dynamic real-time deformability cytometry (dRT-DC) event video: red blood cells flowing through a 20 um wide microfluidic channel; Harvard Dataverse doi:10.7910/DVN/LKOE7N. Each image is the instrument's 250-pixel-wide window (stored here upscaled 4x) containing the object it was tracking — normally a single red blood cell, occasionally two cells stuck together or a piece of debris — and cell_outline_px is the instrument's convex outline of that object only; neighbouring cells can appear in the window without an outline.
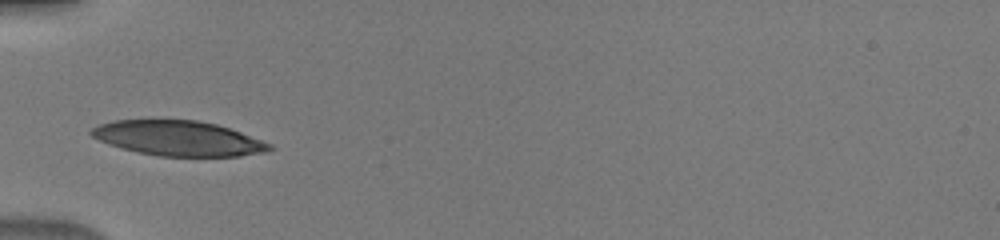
{"species": "human", "species_latin": "Homo sapiens", "temperature_condition": "warm", "stored_images_in_passage": 30, "camera_frame_rate_fps": 3000, "um_per_image_px": 0.085, "donor": {"sex": "male"}, "frame": {"image": 1, "passage_image": 1, "time_ms": 0.0, "image_size_px": [1000, 240], "cell_outline_px": [[276, 148], [268, 152], [240, 156], [160, 156], [120, 148], [108, 144], [92, 136], [88, 132], [92, 128], [100, 124], [116, 120], [196, 120], [216, 124], [240, 132], [272, 144]], "centroid_in_image_um": [15.19, 11.76], "position_along_channel_um": 69.8, "area_um2": 36.18}}